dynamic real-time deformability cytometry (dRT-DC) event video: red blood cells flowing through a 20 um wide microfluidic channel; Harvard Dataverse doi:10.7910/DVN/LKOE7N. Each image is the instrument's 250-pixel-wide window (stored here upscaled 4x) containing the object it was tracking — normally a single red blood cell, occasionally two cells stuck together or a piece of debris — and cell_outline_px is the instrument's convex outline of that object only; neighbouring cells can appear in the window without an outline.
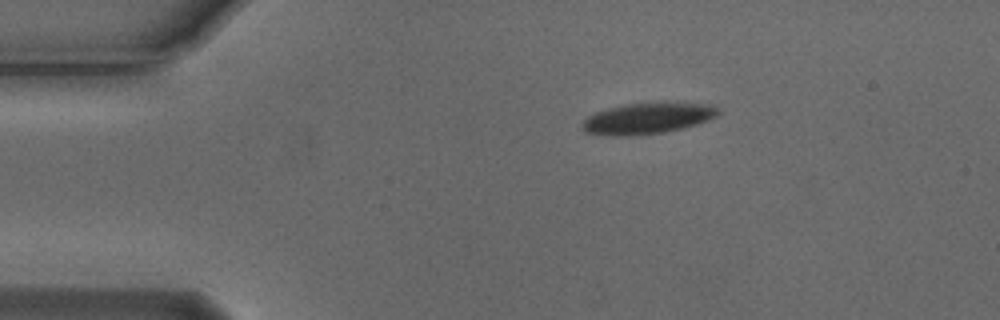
{"species": "Egyptian fruit bat (a non-hibernating species)", "species_latin": "Rousettus aegyptiacus", "temperature_condition": "cold", "stored_images_in_passage": 3, "camera_frame_rate_fps": 3000, "um_per_image_px": 0.085, "animal": {"sex": "male"}, "frame": {"image": 1, "passage_image": 1, "time_ms": 0.0, "image_size_px": [1000, 320], "cell_outline_px": [[720, 112], [716, 116], [708, 120], [684, 128], [664, 132], [632, 136], [608, 136], [588, 132], [584, 128], [584, 120], [588, 116], [596, 112], [608, 108], [624, 104], [664, 100], [712, 104]], "centroid_in_image_um": [55.11, 10.02], "position_along_channel_um": 29.9, "area_um2": 25.2}}
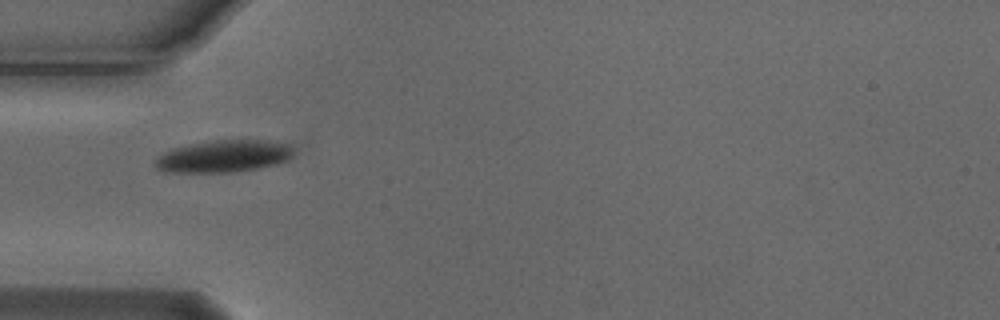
{"frame": {"image": 2, "passage_image": 3, "time_ms": 0.667, "image_size_px": [1000, 320], "cell_outline_px": [[296, 152], [288, 160], [276, 164], [256, 168], [232, 172], [164, 172], [156, 168], [152, 164], [156, 156], [172, 148], [212, 140], [272, 140], [292, 144], [296, 148]], "centroid_in_image_um": [19.04, 13.27], "position_along_channel_um": 66.0, "area_um2": 26.41}}